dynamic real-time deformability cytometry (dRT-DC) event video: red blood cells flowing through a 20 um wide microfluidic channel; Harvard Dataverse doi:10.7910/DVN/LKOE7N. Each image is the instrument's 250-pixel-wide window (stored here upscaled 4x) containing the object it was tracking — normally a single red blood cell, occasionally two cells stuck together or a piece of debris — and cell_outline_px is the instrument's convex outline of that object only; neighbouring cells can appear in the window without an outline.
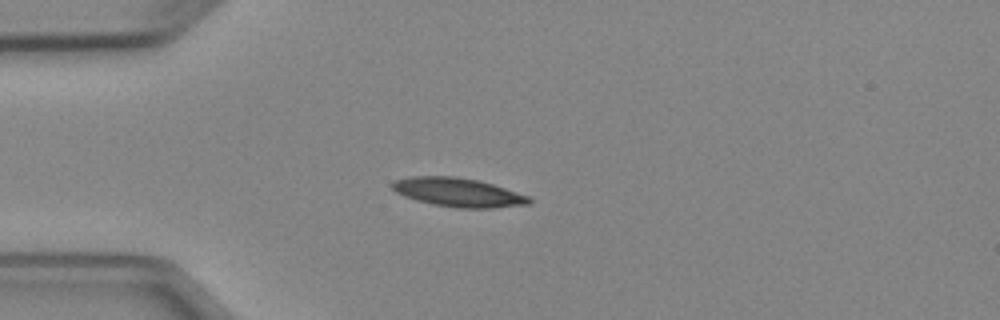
{"species": "Egyptian fruit bat (a non-hibernating species)", "species_latin": "Rousettus aegyptiacus", "temperature_condition": "cold", "stored_images_in_passage": 4, "camera_frame_rate_fps": 3000, "um_per_image_px": 0.085, "animal": {"sex": "female"}, "frame": {"image": 1, "passage_image": 4, "time_ms": 4.0, "image_size_px": [1000, 320], "cell_outline_px": [[532, 200], [528, 204], [492, 208], [460, 208], [432, 204], [416, 200], [404, 196], [396, 192], [392, 188], [392, 184], [396, 180], [408, 176], [456, 176], [480, 180], [532, 196]], "centroid_in_image_um": [38.98, 16.34], "position_along_channel_um": 46.0, "area_um2": 23.18}}